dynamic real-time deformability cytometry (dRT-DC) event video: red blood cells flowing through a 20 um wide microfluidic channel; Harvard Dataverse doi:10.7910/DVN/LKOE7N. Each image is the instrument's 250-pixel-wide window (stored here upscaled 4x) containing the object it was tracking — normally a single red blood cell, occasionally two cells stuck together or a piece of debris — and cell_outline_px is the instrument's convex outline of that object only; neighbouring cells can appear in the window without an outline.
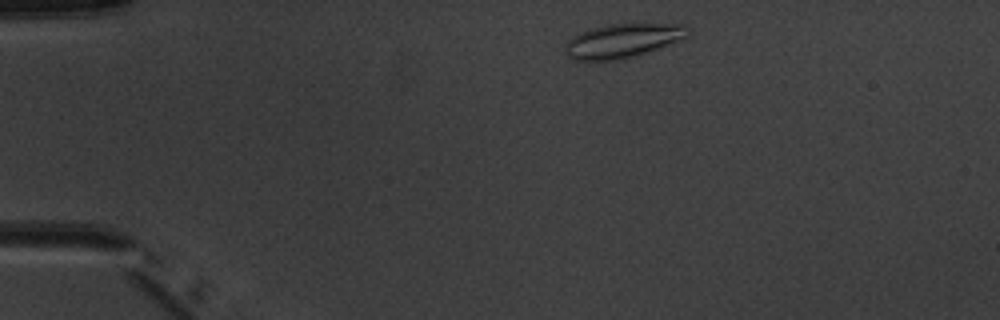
{"species": "common noctule bat (a hibernating species)", "species_latin": "Nyctalus noctula", "temperature_condition": "warm", "stored_images_in_passage": 4, "camera_frame_rate_fps": 3000, "um_per_image_px": 0.085, "animal": {"sex": "male", "body_mass_g": 20.1, "forearm_length_mm": 53.5}, "frame": {"image": 1, "passage_image": 1, "time_ms": 0.0, "image_size_px": [1000, 320], "cell_outline_px": [[692, 28], [688, 36], [680, 40], [632, 56], [612, 60], [572, 60], [564, 52], [564, 44], [572, 36], [580, 32], [592, 28], [608, 24], [688, 24]], "centroid_in_image_um": [52.91, 3.44], "position_along_channel_um": 32.1, "area_um2": 24.22}}
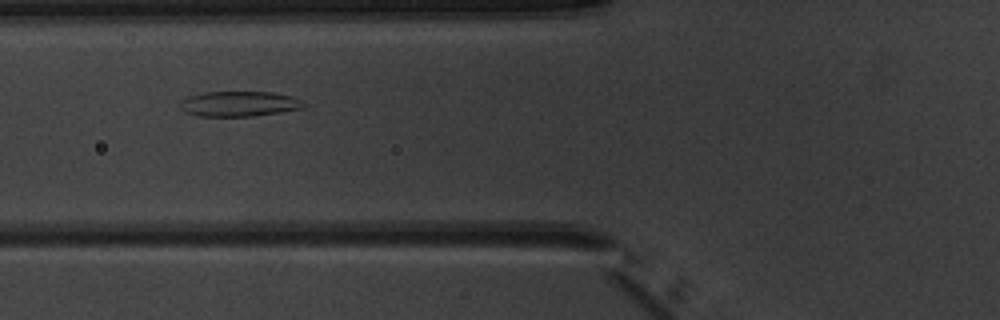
{"frame": {"image": 2, "passage_image": 4, "time_ms": 3.333, "image_size_px": [1000, 320], "cell_outline_px": [[304, 108], [280, 112], [252, 116], [200, 116], [188, 112], [180, 108], [180, 100], [188, 96], [204, 92], [272, 92], [292, 96], [304, 100]], "centroid_in_image_um": [20.35, 8.82], "position_along_channel_um": 105.4, "area_um2": 18.15}}